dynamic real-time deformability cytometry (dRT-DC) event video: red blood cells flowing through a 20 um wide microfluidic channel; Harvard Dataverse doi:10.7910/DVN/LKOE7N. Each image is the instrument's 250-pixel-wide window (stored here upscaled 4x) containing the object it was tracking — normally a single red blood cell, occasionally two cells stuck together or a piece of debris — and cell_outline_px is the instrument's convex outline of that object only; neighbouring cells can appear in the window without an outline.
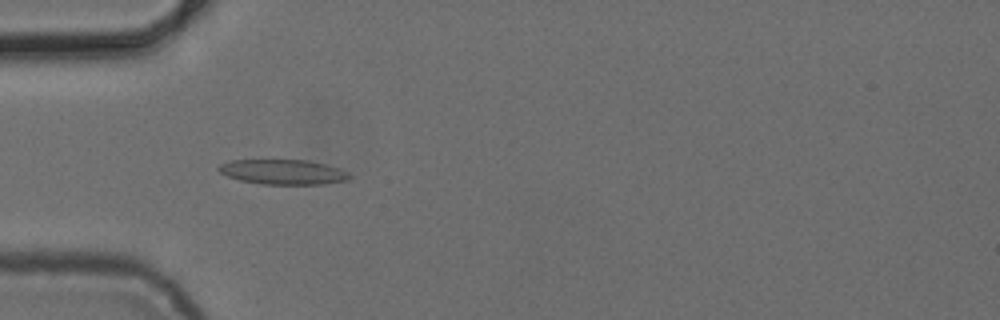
{"species": "common noctule bat (a hibernating species)", "species_latin": "Nyctalus noctula", "temperature_condition": "cold", "stored_images_in_passage": 5, "camera_frame_rate_fps": 3000, "um_per_image_px": 0.085, "animal": {"sex": "female", "body_mass_g": 24.6, "forearm_length_mm": 56.2}, "frame": {"image": 1, "passage_image": 4, "time_ms": 3.667, "image_size_px": [1000, 320], "cell_outline_px": [[352, 176], [348, 180], [320, 184], [260, 184], [240, 180], [228, 176], [220, 172], [216, 168], [220, 164], [232, 160], [308, 160], [328, 164], [340, 168], [348, 172]], "centroid_in_image_um": [24.09, 14.61], "position_along_channel_um": 60.9, "area_um2": 19.07}}
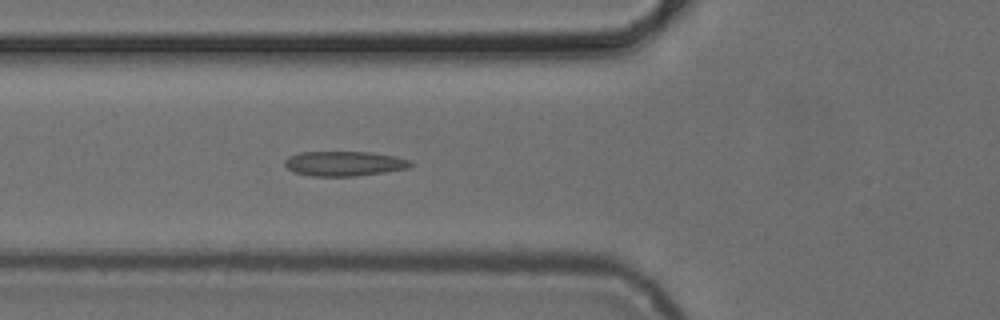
{"frame": {"image": 2, "passage_image": 5, "time_ms": 4.667, "image_size_px": [1000, 320], "cell_outline_px": [[412, 164], [408, 168], [384, 172], [352, 176], [312, 176], [292, 172], [284, 164], [284, 160], [288, 156], [300, 152], [372, 152], [396, 156], [412, 160]], "centroid_in_image_um": [29.25, 13.9], "position_along_channel_um": 96.6, "area_um2": 18.26}}